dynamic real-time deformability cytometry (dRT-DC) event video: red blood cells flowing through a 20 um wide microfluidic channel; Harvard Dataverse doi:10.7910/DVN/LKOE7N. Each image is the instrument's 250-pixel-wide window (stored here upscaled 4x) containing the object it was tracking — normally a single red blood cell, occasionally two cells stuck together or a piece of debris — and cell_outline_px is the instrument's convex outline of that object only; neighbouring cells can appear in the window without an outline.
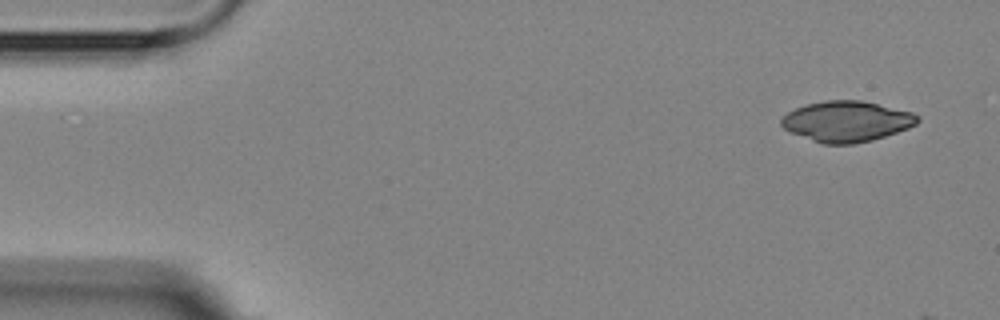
{"species": "Egyptian fruit bat (a non-hibernating species)", "species_latin": "Rousettus aegyptiacus", "temperature_condition": "room temperature", "stored_images_in_passage": 5, "camera_frame_rate_fps": 3000, "um_per_image_px": 0.085, "animal": {"sex": "female"}, "frame": {"image": 1, "passage_image": 1, "time_ms": 0.0, "image_size_px": [1000, 320], "cell_outline_px": [[920, 120], [916, 124], [908, 128], [872, 140], [852, 144], [824, 144], [812, 140], [792, 132], [784, 128], [780, 124], [780, 120], [788, 112], [796, 108], [808, 104], [824, 100], [860, 100], [912, 112], [920, 116]], "centroid_in_image_um": [71.98, 10.31], "position_along_channel_um": 13.0, "area_um2": 31.96}}